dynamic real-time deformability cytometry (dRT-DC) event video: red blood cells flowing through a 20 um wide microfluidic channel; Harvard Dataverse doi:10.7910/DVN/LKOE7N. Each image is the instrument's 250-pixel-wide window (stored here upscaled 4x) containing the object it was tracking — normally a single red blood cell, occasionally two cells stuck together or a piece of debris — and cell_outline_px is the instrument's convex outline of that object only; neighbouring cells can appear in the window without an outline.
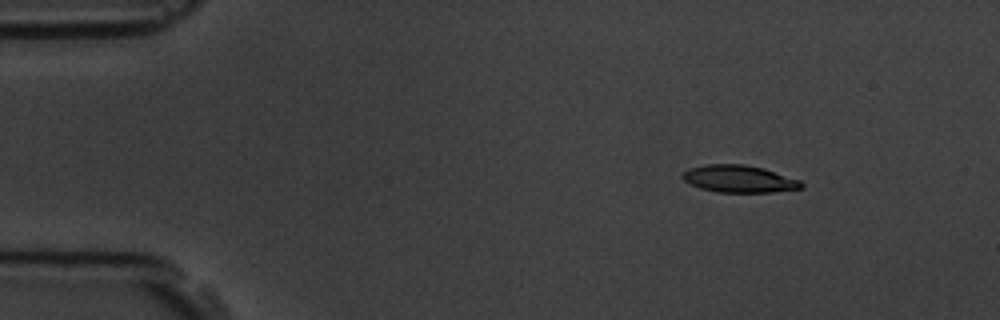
{"species": "common noctule bat (a hibernating species)", "species_latin": "Nyctalus noctula", "temperature_condition": "room temperature", "stored_images_in_passage": 6, "camera_frame_rate_fps": 3000, "um_per_image_px": 0.085, "animal": {"sex": "male", "body_mass_g": 19.5, "forearm_length_mm": 54.6}, "frame": {"image": 1, "passage_image": 3, "time_ms": 2.333, "image_size_px": [1000, 320], "cell_outline_px": [[804, 188], [772, 192], [716, 192], [700, 188], [684, 180], [680, 176], [688, 168], [708, 164], [744, 164], [764, 168], [800, 180], [804, 184]], "centroid_in_image_um": [62.84, 15.2], "position_along_channel_um": 22.2, "area_um2": 18.9}}
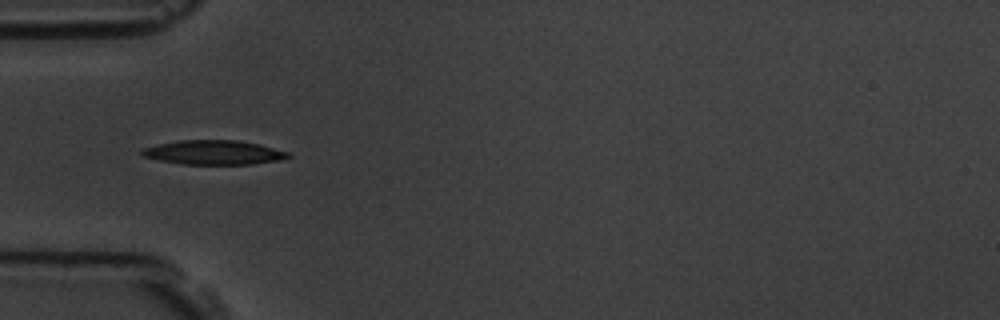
{"frame": {"image": 2, "passage_image": 6, "time_ms": 5.667, "image_size_px": [1000, 320], "cell_outline_px": [[292, 156], [284, 160], [252, 164], [184, 164], [160, 160], [144, 156], [140, 152], [140, 148], [180, 140], [236, 140], [260, 144], [288, 152]], "centroid_in_image_um": [18.21, 12.96], "position_along_channel_um": 66.8, "area_um2": 20.69}}